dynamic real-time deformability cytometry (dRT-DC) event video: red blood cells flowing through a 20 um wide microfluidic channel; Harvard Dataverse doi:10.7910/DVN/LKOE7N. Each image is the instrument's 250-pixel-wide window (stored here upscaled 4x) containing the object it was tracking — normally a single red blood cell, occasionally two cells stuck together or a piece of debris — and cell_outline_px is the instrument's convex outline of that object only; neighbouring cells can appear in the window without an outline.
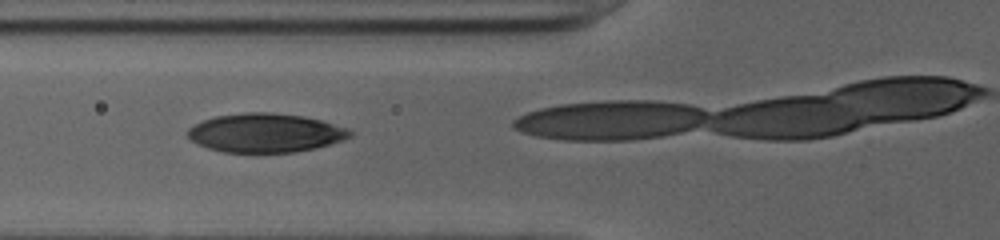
{"species": "human", "species_latin": "Homo sapiens", "temperature_condition": "cold", "stored_images_in_passage": 31, "camera_frame_rate_fps": 3000, "um_per_image_px": 0.085, "donor": {"sex": "female"}, "frame": {"image": 1, "passage_image": 10, "time_ms": 3.0, "image_size_px": [1000, 240], "cell_outline_px": [[352, 136], [344, 140], [296, 152], [224, 152], [208, 148], [192, 140], [188, 136], [188, 128], [204, 120], [216, 116], [244, 112], [272, 112], [304, 116], [320, 120], [348, 128], [352, 132]], "centroid_in_image_um": [22.58, 11.28], "position_along_channel_um": 103.2, "area_um2": 36.53}}
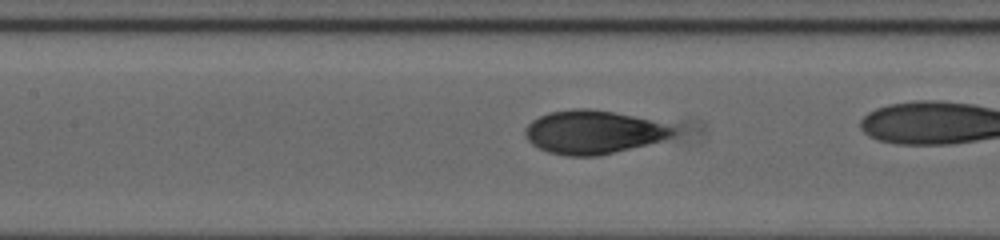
{"frame": {"image": 2, "passage_image": 14, "time_ms": 4.333, "image_size_px": [1000, 240], "cell_outline_px": [[676, 132], [672, 136], [648, 144], [596, 156], [568, 156], [548, 152], [532, 144], [528, 140], [524, 132], [524, 128], [532, 120], [548, 112], [572, 108], [588, 108], [612, 112], [652, 120], [664, 124], [672, 128]], "centroid_in_image_um": [50.36, 11.22], "position_along_channel_um": 157.0, "area_um2": 37.11}}